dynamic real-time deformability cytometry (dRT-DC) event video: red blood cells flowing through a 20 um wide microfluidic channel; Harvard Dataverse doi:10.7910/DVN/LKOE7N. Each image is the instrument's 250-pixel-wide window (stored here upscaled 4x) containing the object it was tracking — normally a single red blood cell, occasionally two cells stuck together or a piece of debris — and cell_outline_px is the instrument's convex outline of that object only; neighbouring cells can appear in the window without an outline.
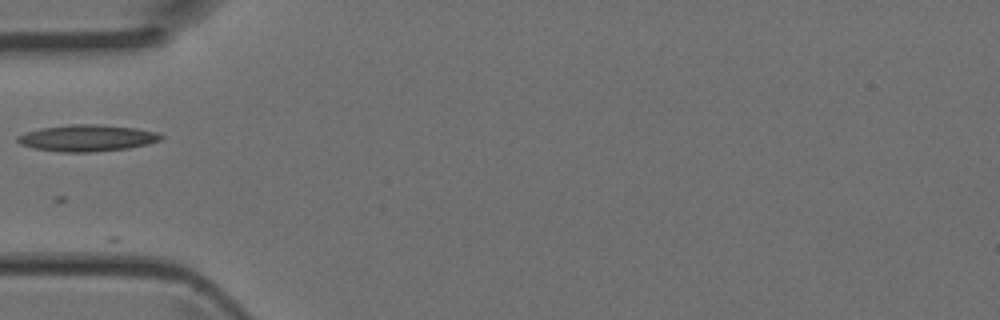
{"species": "Egyptian fruit bat (a non-hibernating species)", "species_latin": "Rousettus aegyptiacus", "temperature_condition": "room temperature", "stored_images_in_passage": 3, "camera_frame_rate_fps": 3000, "um_per_image_px": 0.085, "animal": {"sex": "female"}, "frame": {"image": 1, "passage_image": 3, "time_ms": 0.667, "image_size_px": [1000, 320], "cell_outline_px": [[164, 136], [160, 140], [148, 144], [128, 148], [92, 152], [60, 152], [36, 148], [20, 144], [16, 140], [16, 136], [40, 128], [68, 124], [100, 124], [136, 128], [156, 132]], "centroid_in_image_um": [7.41, 11.72], "position_along_channel_um": 77.6, "area_um2": 22.2}}